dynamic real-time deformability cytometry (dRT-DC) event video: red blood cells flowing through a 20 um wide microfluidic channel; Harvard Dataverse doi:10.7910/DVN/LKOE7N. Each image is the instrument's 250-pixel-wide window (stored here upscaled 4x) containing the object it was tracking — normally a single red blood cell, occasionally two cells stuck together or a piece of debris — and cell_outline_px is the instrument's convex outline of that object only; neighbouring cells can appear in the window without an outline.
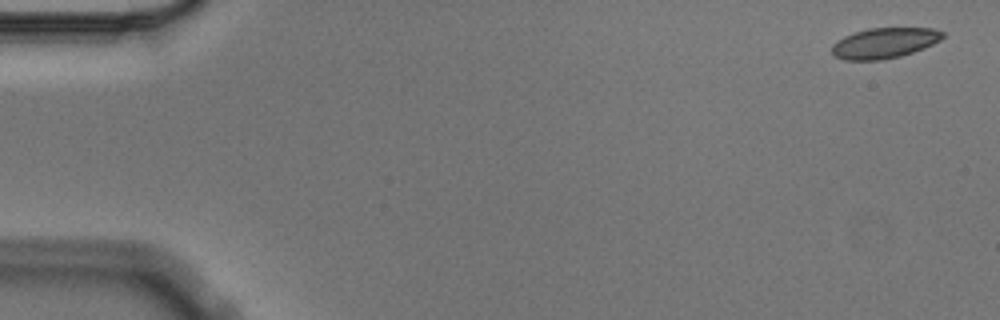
{"species": "Egyptian fruit bat (a non-hibernating species)", "species_latin": "Rousettus aegyptiacus", "temperature_condition": "cold", "stored_images_in_passage": 4, "camera_frame_rate_fps": 3000, "um_per_image_px": 0.085, "animal": {"sex": "male"}, "frame": {"image": 1, "passage_image": 1, "time_ms": 0.0, "image_size_px": [1000, 320], "cell_outline_px": [[944, 36], [940, 40], [924, 48], [900, 56], [880, 60], [844, 60], [832, 56], [832, 44], [836, 40], [844, 36], [868, 28], [932, 28], [944, 32]], "centroid_in_image_um": [75.14, 3.66], "position_along_channel_um": 9.9, "area_um2": 19.71}}
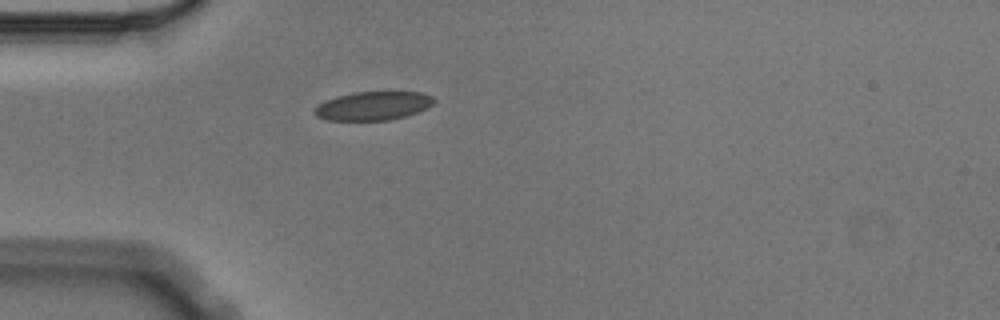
{"frame": {"image": 2, "passage_image": 4, "time_ms": 1.0, "image_size_px": [1000, 320], "cell_outline_px": [[436, 100], [428, 108], [404, 116], [388, 120], [328, 120], [316, 116], [312, 112], [324, 100], [336, 96], [356, 92], [420, 92], [432, 96]], "centroid_in_image_um": [31.71, 8.99], "position_along_channel_um": 53.3, "area_um2": 19.83}}